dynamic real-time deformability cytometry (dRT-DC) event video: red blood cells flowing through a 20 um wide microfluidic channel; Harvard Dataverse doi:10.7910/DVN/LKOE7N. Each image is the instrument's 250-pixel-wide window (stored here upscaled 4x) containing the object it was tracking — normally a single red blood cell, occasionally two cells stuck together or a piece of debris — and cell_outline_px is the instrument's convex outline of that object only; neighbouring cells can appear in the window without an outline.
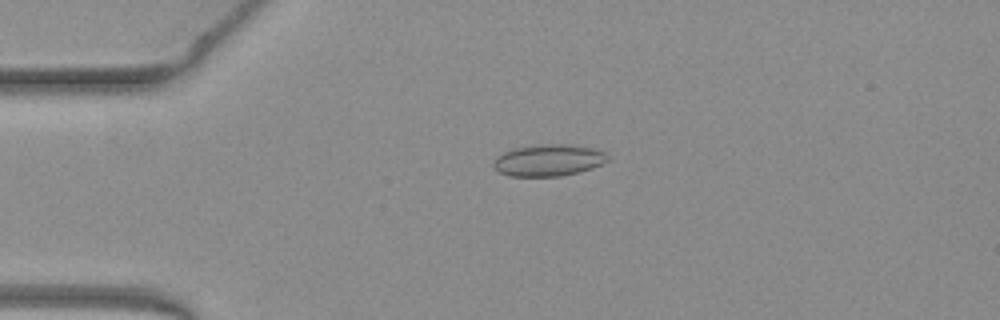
{"species": "common noctule bat (a hibernating species)", "species_latin": "Nyctalus noctula", "temperature_condition": "warm", "stored_images_in_passage": 42, "camera_frame_rate_fps": 3000, "um_per_image_px": 0.085, "animal": {"sex": "female", "body_mass_g": 19.3, "forearm_length_mm": 54.1}, "frame": {"image": 1, "passage_image": 3, "time_ms": 0.667, "image_size_px": [1000, 320], "cell_outline_px": [[608, 160], [592, 168], [580, 172], [560, 176], [508, 176], [500, 172], [492, 164], [496, 156], [512, 148], [548, 144], [564, 144], [592, 148], [608, 152]], "centroid_in_image_um": [46.63, 13.62], "position_along_channel_um": 38.4, "area_um2": 21.04}}
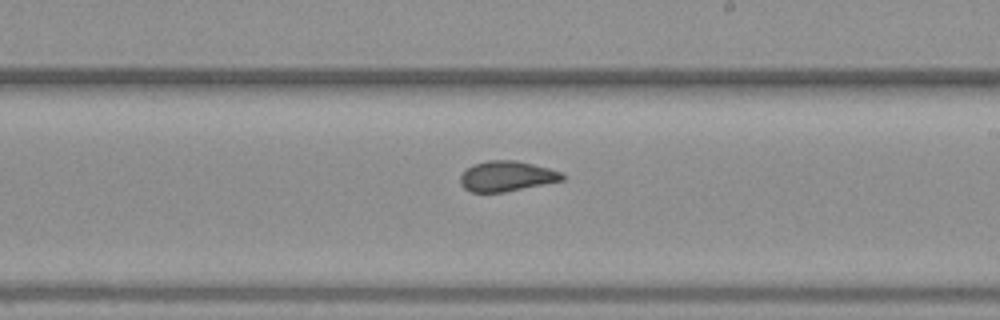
{"frame": {"image": 2, "passage_image": 21, "time_ms": 6.667, "image_size_px": [1000, 320], "cell_outline_px": [[564, 180], [504, 192], [472, 192], [464, 188], [460, 184], [460, 176], [472, 164], [488, 160], [516, 160], [564, 172]], "centroid_in_image_um": [43.07, 14.97], "position_along_channel_um": 245.9, "area_um2": 17.98}}
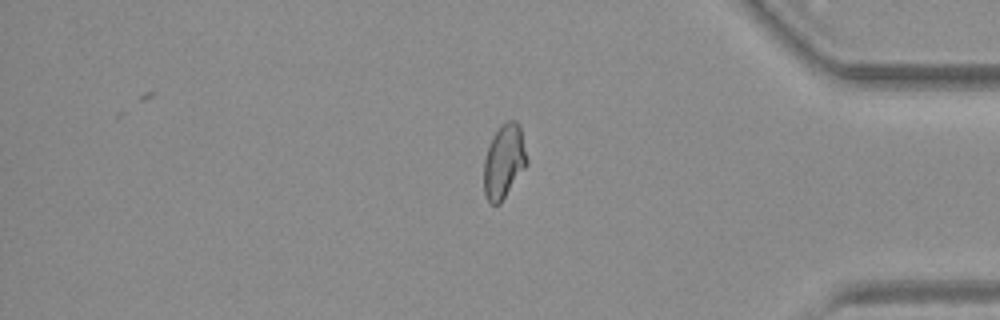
{"frame": {"image": 3, "passage_image": 34, "time_ms": 11.0, "image_size_px": [1000, 320], "cell_outline_px": [[528, 164], [500, 204], [492, 204], [488, 200], [484, 192], [484, 160], [488, 148], [500, 124], [508, 120], [516, 120], [520, 124], [528, 160]], "centroid_in_image_um": [42.86, 13.7], "position_along_channel_um": 392.3, "area_um2": 18.55}, "authors_computed_cell_mechanics": {"area_um2": 18.4382, "velocity_mm_per_s": 3.992, "shape_relaxation_time_tau1_ms": null, "shape_relaxation_time_tau2_ms": 1.001, "deformation_change_tau1": null, "deformation_change_tau2": 0.0559}}